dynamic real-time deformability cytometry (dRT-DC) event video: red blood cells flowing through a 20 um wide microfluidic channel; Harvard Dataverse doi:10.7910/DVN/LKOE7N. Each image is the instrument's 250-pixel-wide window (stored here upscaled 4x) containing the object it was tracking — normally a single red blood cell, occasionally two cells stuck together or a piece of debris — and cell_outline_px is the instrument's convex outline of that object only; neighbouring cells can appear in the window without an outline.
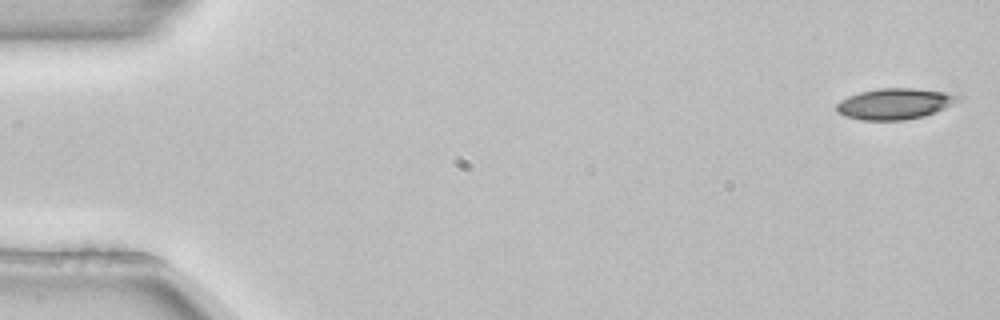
{"species": "common noctule bat (a hibernating species)", "species_latin": "Nyctalus noctula", "temperature_condition": "room temperature", "stored_images_in_passage": 5, "camera_frame_rate_fps": 3000, "um_per_image_px": 0.085, "animal": {"sex": "female", "body_mass_g": 22.7, "forearm_length_mm": 54.2}, "frame": {"image": 1, "passage_image": 1, "time_ms": 0.0, "image_size_px": [1000, 320], "cell_outline_px": [[960, 100], [936, 112], [924, 116], [904, 120], [860, 120], [844, 116], [836, 112], [836, 104], [840, 100], [848, 96], [860, 92], [880, 88], [912, 88], [960, 92]], "centroid_in_image_um": [76.1, 8.81], "position_along_channel_um": 8.9, "area_um2": 22.37}}
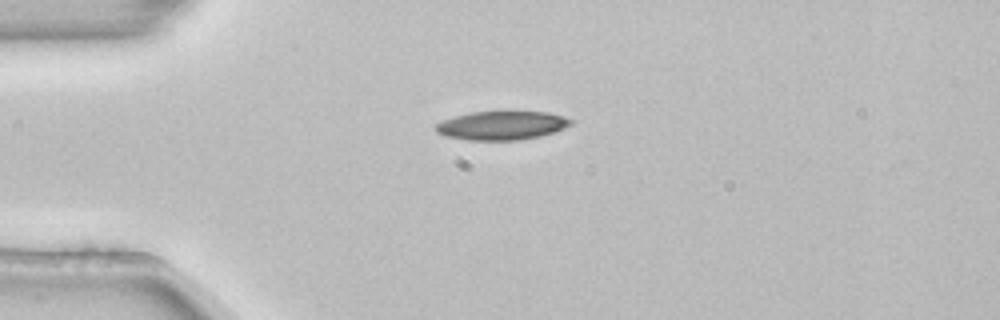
{"frame": {"image": 2, "passage_image": 4, "time_ms": 1.0, "image_size_px": [1000, 320], "cell_outline_px": [[572, 124], [564, 128], [540, 136], [520, 140], [468, 140], [444, 136], [436, 132], [432, 128], [436, 124], [444, 120], [456, 116], [472, 112], [548, 112], [564, 116], [572, 120]], "centroid_in_image_um": [42.63, 10.67], "position_along_channel_um": 42.4, "area_um2": 22.54}}